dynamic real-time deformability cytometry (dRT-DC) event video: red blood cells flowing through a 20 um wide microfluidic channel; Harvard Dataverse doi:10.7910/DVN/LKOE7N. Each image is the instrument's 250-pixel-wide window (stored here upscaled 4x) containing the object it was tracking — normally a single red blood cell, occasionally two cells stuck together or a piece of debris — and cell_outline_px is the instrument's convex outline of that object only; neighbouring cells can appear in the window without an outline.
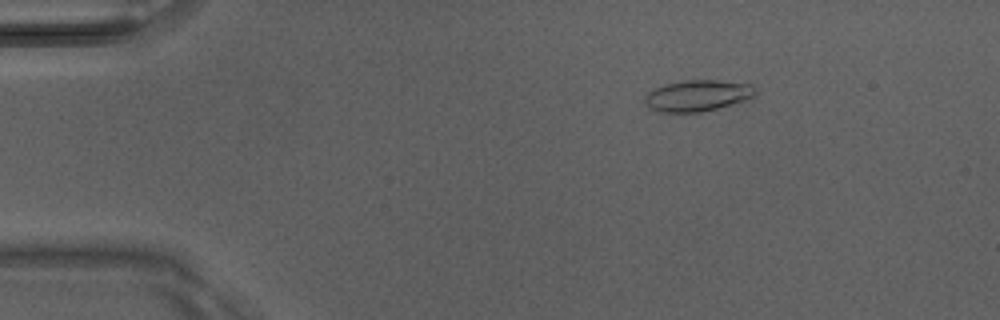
{"species": "Egyptian fruit bat (a non-hibernating species)", "species_latin": "Rousettus aegyptiacus", "temperature_condition": "room temperature", "stored_images_in_passage": 45, "camera_frame_rate_fps": 3000, "um_per_image_px": 0.085, "animal": {"sex": "male"}, "frame": {"image": 1, "passage_image": 3, "time_ms": 0.667, "image_size_px": [1000, 320], "cell_outline_px": [[756, 96], [732, 104], [700, 112], [664, 112], [648, 108], [644, 104], [644, 96], [648, 92], [664, 84], [684, 80], [716, 80], [752, 84], [756, 92]], "centroid_in_image_um": [59.27, 8.12], "position_along_channel_um": 25.7, "area_um2": 20.11}}
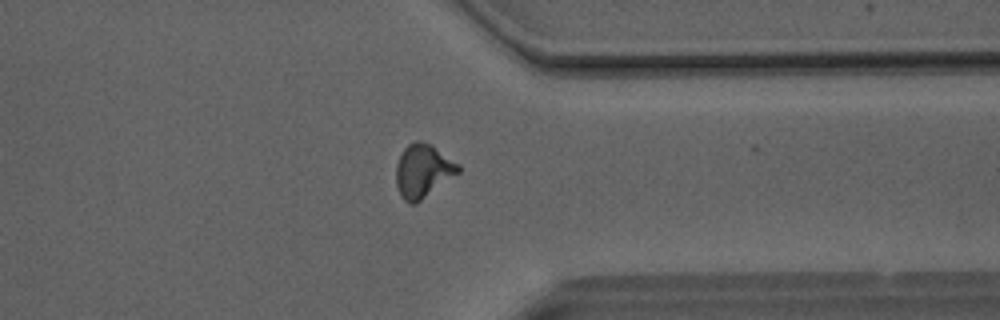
{"frame": {"image": 2, "passage_image": 34, "time_ms": 11.0, "image_size_px": [1000, 320], "cell_outline_px": [[460, 172], [416, 204], [408, 204], [400, 196], [396, 184], [396, 164], [404, 148], [408, 144], [416, 140], [420, 140], [432, 144], [460, 164]], "centroid_in_image_um": [35.96, 14.52], "position_along_channel_um": 375.4, "area_um2": 19.65}}
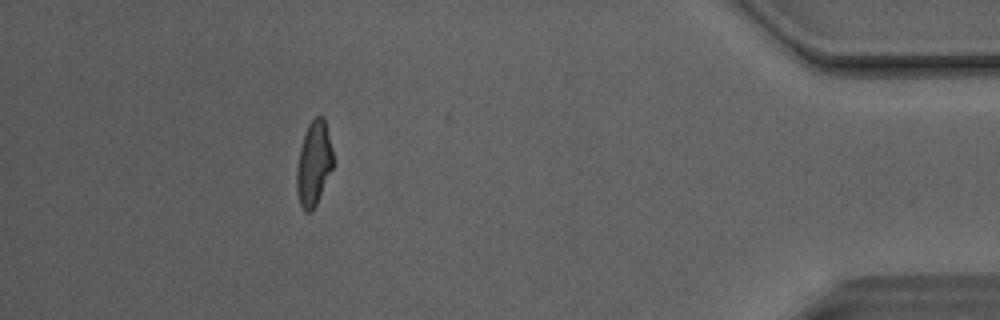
{"frame": {"image": 3, "passage_image": 40, "time_ms": 13.0, "image_size_px": [1000, 320], "cell_outline_px": [[332, 168], [316, 204], [312, 212], [304, 212], [300, 204], [296, 188], [296, 168], [300, 148], [308, 124], [316, 116], [324, 116], [332, 148]], "centroid_in_image_um": [26.65, 13.9], "position_along_channel_um": 408.5, "area_um2": 17.74}, "authors_computed_cell_mechanics": {"area_um2": 18.2648, "velocity_mm_per_s": 4.1332, "shape_relaxation_time_tau1_ms": 3.8576, "shape_relaxation_time_tau2_ms": 1.602, "deformation_change_tau1": 0.186, "deformation_change_tau2": 0.0749}}